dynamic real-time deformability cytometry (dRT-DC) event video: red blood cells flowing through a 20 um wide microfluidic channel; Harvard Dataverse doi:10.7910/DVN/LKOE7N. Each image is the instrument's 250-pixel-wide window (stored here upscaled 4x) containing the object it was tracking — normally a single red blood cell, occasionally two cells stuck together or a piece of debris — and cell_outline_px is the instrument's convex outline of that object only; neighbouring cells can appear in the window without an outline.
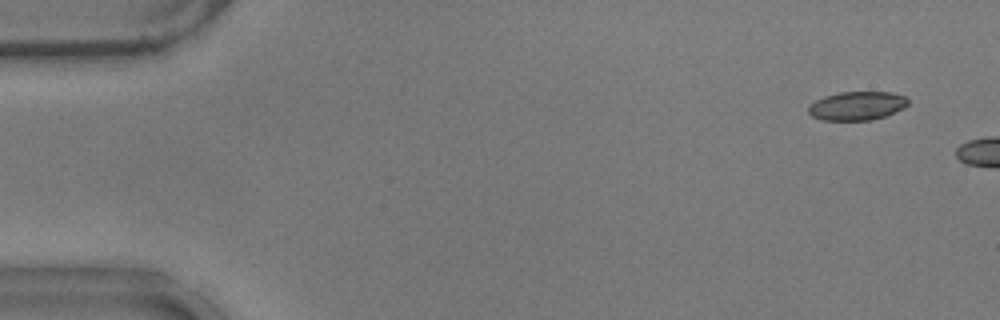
{"species": "common noctule bat (a hibernating species)", "species_latin": "Nyctalus noctula", "temperature_condition": "warm", "stored_images_in_passage": 7, "camera_frame_rate_fps": 3000, "um_per_image_px": 0.085, "animal": {"sex": "male", "body_mass_g": 17.9}, "frame": {"image": 1, "passage_image": 4, "time_ms": 1.0, "image_size_px": [1000, 320], "cell_outline_px": [[908, 104], [904, 108], [884, 116], [872, 120], [820, 120], [812, 116], [808, 112], [808, 104], [824, 96], [840, 92], [892, 92], [904, 96], [908, 100]], "centroid_in_image_um": [72.82, 8.99], "position_along_channel_um": 12.2, "area_um2": 16.7}}